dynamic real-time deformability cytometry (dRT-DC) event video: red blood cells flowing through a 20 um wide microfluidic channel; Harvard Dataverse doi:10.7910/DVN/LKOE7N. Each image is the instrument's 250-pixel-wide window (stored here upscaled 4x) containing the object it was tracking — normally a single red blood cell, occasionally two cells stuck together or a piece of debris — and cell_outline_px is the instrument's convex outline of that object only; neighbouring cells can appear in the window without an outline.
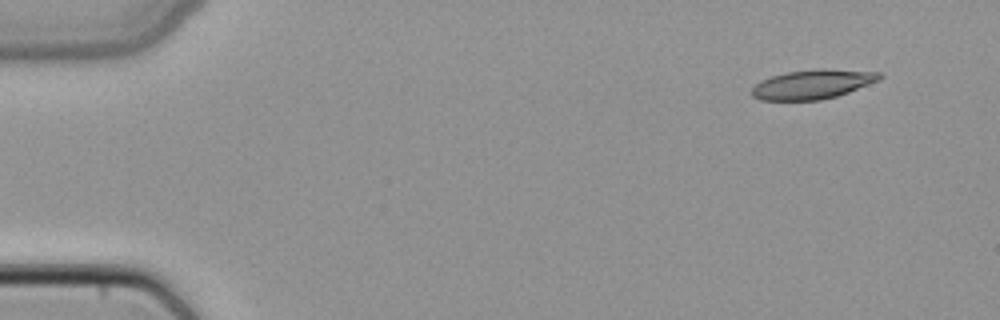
{"species": "common noctule bat (a hibernating species)", "species_latin": "Nyctalus noctula", "temperature_condition": "cold", "stored_images_in_passage": 3, "camera_frame_rate_fps": 3000, "um_per_image_px": 0.085, "animal": {"sex": "female", "body_mass_g": 22.7, "forearm_length_mm": 54.2}, "frame": {"image": 1, "passage_image": 1, "time_ms": 0.0, "image_size_px": [1000, 320], "cell_outline_px": [[884, 76], [880, 80], [848, 92], [836, 96], [820, 100], [760, 100], [752, 96], [752, 88], [760, 80], [772, 76], [788, 72], [816, 68], [824, 68], [880, 72]], "centroid_in_image_um": [69.09, 7.15], "position_along_channel_um": 15.9, "area_um2": 21.91}}
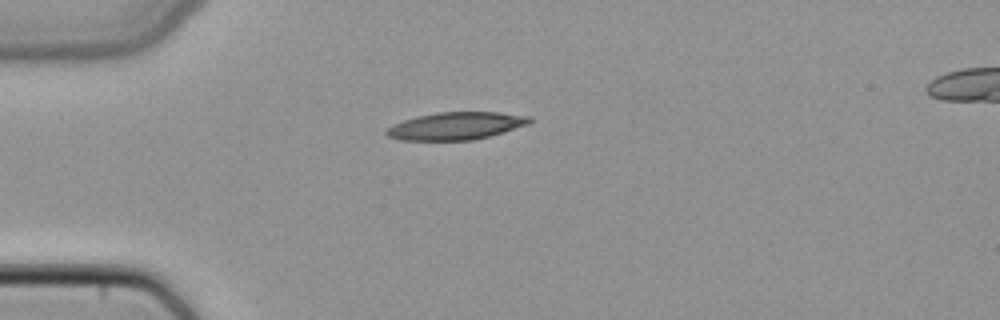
{"frame": {"image": 2, "passage_image": 3, "time_ms": 0.667, "image_size_px": [1000, 320], "cell_outline_px": [[532, 120], [528, 124], [504, 132], [472, 140], [400, 140], [388, 136], [384, 132], [388, 128], [404, 120], [416, 116], [436, 112], [500, 112], [532, 116]], "centroid_in_image_um": [38.79, 10.69], "position_along_channel_um": 46.2, "area_um2": 22.89}}